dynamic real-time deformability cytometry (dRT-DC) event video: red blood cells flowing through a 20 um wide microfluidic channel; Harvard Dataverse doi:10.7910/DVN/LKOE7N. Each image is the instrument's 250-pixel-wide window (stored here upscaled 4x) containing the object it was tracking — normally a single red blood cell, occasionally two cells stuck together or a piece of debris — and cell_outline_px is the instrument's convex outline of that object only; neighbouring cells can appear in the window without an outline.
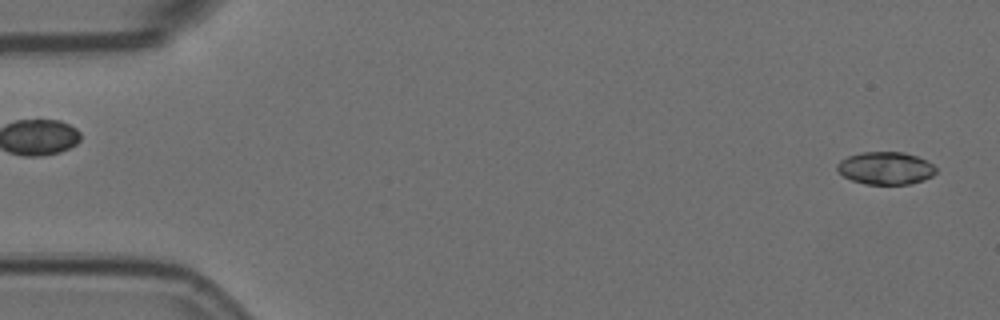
{"species": "Egyptian fruit bat (a non-hibernating species)", "species_latin": "Rousettus aegyptiacus", "temperature_condition": "room temperature", "stored_images_in_passage": 2, "segment_of_instrument_passage": [2, 2], "camera_frame_rate_fps": 3000, "um_per_image_px": 0.085, "animal": {"sex": "female"}, "frame": {"image": 1, "passage_image": 2, "time_ms": 0.333, "image_size_px": [1000, 320], "cell_outline_px": [[936, 172], [932, 176], [924, 180], [908, 184], [864, 184], [852, 180], [844, 176], [836, 168], [836, 164], [840, 160], [848, 156], [860, 152], [904, 152], [928, 160], [936, 168]], "centroid_in_image_um": [75.28, 14.29], "position_along_channel_um": 9.7, "area_um2": 18.84}}